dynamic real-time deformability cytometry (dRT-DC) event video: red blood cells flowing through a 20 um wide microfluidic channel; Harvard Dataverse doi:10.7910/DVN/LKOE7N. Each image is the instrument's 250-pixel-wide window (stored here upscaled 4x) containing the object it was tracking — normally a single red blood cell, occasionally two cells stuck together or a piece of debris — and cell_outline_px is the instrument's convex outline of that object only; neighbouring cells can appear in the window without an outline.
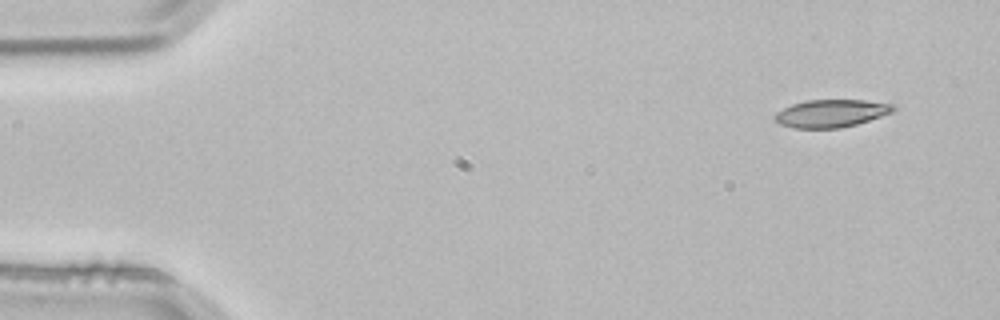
{"species": "common noctule bat (a hibernating species)", "species_latin": "Nyctalus noctula", "temperature_condition": "room temperature", "stored_images_in_passage": 5, "camera_frame_rate_fps": 3000, "um_per_image_px": 0.085, "animal": {"sex": "male", "body_mass_g": 21.5, "forearm_length_mm": 52.0}, "frame": {"image": 1, "passage_image": 1, "time_ms": 0.0, "image_size_px": [1000, 320], "cell_outline_px": [[896, 108], [892, 112], [856, 124], [840, 128], [796, 128], [780, 124], [772, 116], [776, 112], [792, 104], [804, 100], [864, 100], [892, 104]], "centroid_in_image_um": [70.61, 9.63], "position_along_channel_um": 14.4, "area_um2": 18.96}}
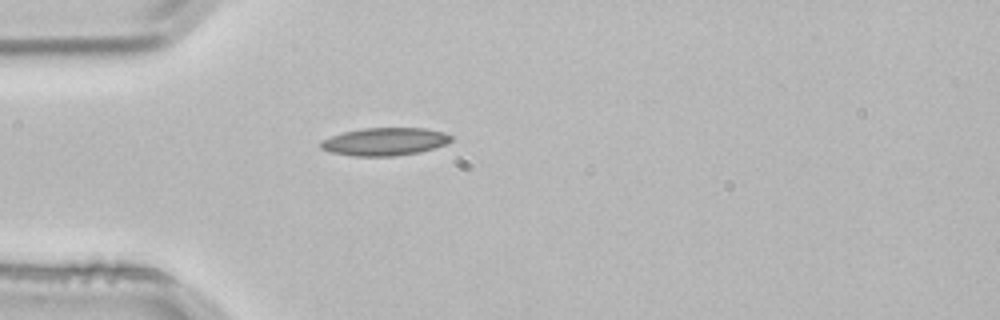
{"frame": {"image": 2, "passage_image": 3, "time_ms": 0.667, "image_size_px": [1000, 320], "cell_outline_px": [[452, 140], [444, 144], [432, 148], [416, 152], [392, 156], [352, 156], [328, 152], [320, 148], [320, 140], [344, 132], [364, 128], [424, 128], [444, 132], [452, 136]], "centroid_in_image_um": [32.65, 12.03], "position_along_channel_um": 52.4, "area_um2": 20.98}}